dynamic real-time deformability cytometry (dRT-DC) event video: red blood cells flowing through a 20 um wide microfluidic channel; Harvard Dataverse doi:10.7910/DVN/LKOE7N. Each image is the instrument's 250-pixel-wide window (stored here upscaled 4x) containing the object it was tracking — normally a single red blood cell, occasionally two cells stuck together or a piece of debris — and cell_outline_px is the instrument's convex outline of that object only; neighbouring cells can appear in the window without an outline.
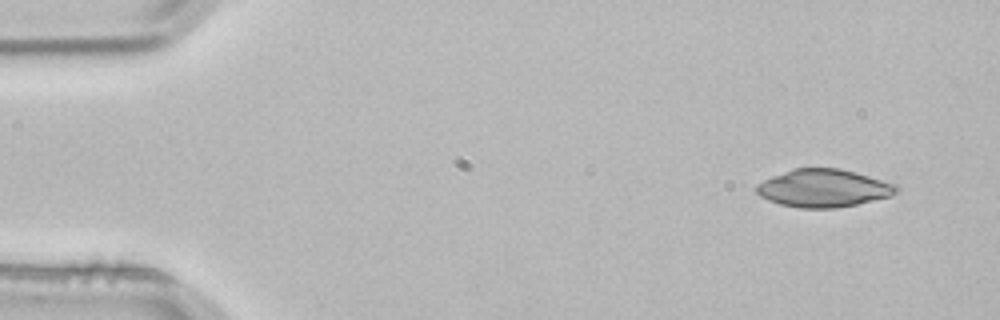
{"species": "common noctule bat (a hibernating species)", "species_latin": "Nyctalus noctula", "temperature_condition": "room temperature", "stored_images_in_passage": 3, "camera_frame_rate_fps": 3000, "um_per_image_px": 0.085, "animal": {"sex": "male", "body_mass_g": 21.5, "forearm_length_mm": 52.0}, "frame": {"image": 1, "passage_image": 1, "time_ms": 0.0, "image_size_px": [1000, 320], "cell_outline_px": [[900, 192], [892, 196], [856, 204], [836, 208], [800, 208], [780, 204], [768, 200], [760, 196], [756, 192], [756, 184], [772, 176], [792, 168], [840, 168], [856, 172], [896, 184], [900, 188]], "centroid_in_image_um": [70.02, 15.99], "position_along_channel_um": 15.0, "area_um2": 31.04}}